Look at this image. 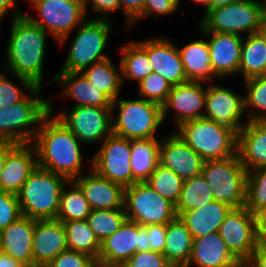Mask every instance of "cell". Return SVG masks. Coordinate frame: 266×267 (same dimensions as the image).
<instances>
[{
    "mask_svg": "<svg viewBox=\"0 0 266 267\" xmlns=\"http://www.w3.org/2000/svg\"><path fill=\"white\" fill-rule=\"evenodd\" d=\"M111 110L112 133L130 140L156 138L158 128L164 124L162 107L141 97L127 100L118 97Z\"/></svg>",
    "mask_w": 266,
    "mask_h": 267,
    "instance_id": "7",
    "label": "cell"
},
{
    "mask_svg": "<svg viewBox=\"0 0 266 267\" xmlns=\"http://www.w3.org/2000/svg\"><path fill=\"white\" fill-rule=\"evenodd\" d=\"M266 204V168L248 171L246 179L245 207L254 213Z\"/></svg>",
    "mask_w": 266,
    "mask_h": 267,
    "instance_id": "42",
    "label": "cell"
},
{
    "mask_svg": "<svg viewBox=\"0 0 266 267\" xmlns=\"http://www.w3.org/2000/svg\"><path fill=\"white\" fill-rule=\"evenodd\" d=\"M36 87L23 101L0 108V138L16 145L33 142L42 118L49 112V99Z\"/></svg>",
    "mask_w": 266,
    "mask_h": 267,
    "instance_id": "6",
    "label": "cell"
},
{
    "mask_svg": "<svg viewBox=\"0 0 266 267\" xmlns=\"http://www.w3.org/2000/svg\"><path fill=\"white\" fill-rule=\"evenodd\" d=\"M31 144L36 150L38 167L62 175L69 181L86 173L83 172L84 159L92 165V157L88 159L82 154L84 144L50 112L42 118Z\"/></svg>",
    "mask_w": 266,
    "mask_h": 267,
    "instance_id": "1",
    "label": "cell"
},
{
    "mask_svg": "<svg viewBox=\"0 0 266 267\" xmlns=\"http://www.w3.org/2000/svg\"><path fill=\"white\" fill-rule=\"evenodd\" d=\"M120 9L125 16V30H129L131 24L142 14L144 0H119Z\"/></svg>",
    "mask_w": 266,
    "mask_h": 267,
    "instance_id": "50",
    "label": "cell"
},
{
    "mask_svg": "<svg viewBox=\"0 0 266 267\" xmlns=\"http://www.w3.org/2000/svg\"><path fill=\"white\" fill-rule=\"evenodd\" d=\"M81 73L112 102L120 96L123 89L120 61L116 66L111 58H107L85 68Z\"/></svg>",
    "mask_w": 266,
    "mask_h": 267,
    "instance_id": "33",
    "label": "cell"
},
{
    "mask_svg": "<svg viewBox=\"0 0 266 267\" xmlns=\"http://www.w3.org/2000/svg\"><path fill=\"white\" fill-rule=\"evenodd\" d=\"M146 182L163 198L177 205L184 180L173 170L159 164Z\"/></svg>",
    "mask_w": 266,
    "mask_h": 267,
    "instance_id": "39",
    "label": "cell"
},
{
    "mask_svg": "<svg viewBox=\"0 0 266 267\" xmlns=\"http://www.w3.org/2000/svg\"><path fill=\"white\" fill-rule=\"evenodd\" d=\"M208 41L211 66L218 79L238 75L243 38L236 34L203 32Z\"/></svg>",
    "mask_w": 266,
    "mask_h": 267,
    "instance_id": "21",
    "label": "cell"
},
{
    "mask_svg": "<svg viewBox=\"0 0 266 267\" xmlns=\"http://www.w3.org/2000/svg\"><path fill=\"white\" fill-rule=\"evenodd\" d=\"M9 38L5 46L3 71L24 77L42 87L44 58L47 52V32L25 14L11 19Z\"/></svg>",
    "mask_w": 266,
    "mask_h": 267,
    "instance_id": "2",
    "label": "cell"
},
{
    "mask_svg": "<svg viewBox=\"0 0 266 267\" xmlns=\"http://www.w3.org/2000/svg\"><path fill=\"white\" fill-rule=\"evenodd\" d=\"M138 97L156 103L161 107L167 101L171 85L160 75L152 72L138 83Z\"/></svg>",
    "mask_w": 266,
    "mask_h": 267,
    "instance_id": "43",
    "label": "cell"
},
{
    "mask_svg": "<svg viewBox=\"0 0 266 267\" xmlns=\"http://www.w3.org/2000/svg\"><path fill=\"white\" fill-rule=\"evenodd\" d=\"M232 209L227 204L214 200L200 208L181 212L178 216L195 239L218 232L220 225Z\"/></svg>",
    "mask_w": 266,
    "mask_h": 267,
    "instance_id": "29",
    "label": "cell"
},
{
    "mask_svg": "<svg viewBox=\"0 0 266 267\" xmlns=\"http://www.w3.org/2000/svg\"><path fill=\"white\" fill-rule=\"evenodd\" d=\"M218 233L238 261L249 260L259 242L254 213L245 206L232 209L220 225Z\"/></svg>",
    "mask_w": 266,
    "mask_h": 267,
    "instance_id": "15",
    "label": "cell"
},
{
    "mask_svg": "<svg viewBox=\"0 0 266 267\" xmlns=\"http://www.w3.org/2000/svg\"><path fill=\"white\" fill-rule=\"evenodd\" d=\"M91 211L83 191L73 180L69 181L62 189L56 219L61 222L86 220Z\"/></svg>",
    "mask_w": 266,
    "mask_h": 267,
    "instance_id": "35",
    "label": "cell"
},
{
    "mask_svg": "<svg viewBox=\"0 0 266 267\" xmlns=\"http://www.w3.org/2000/svg\"><path fill=\"white\" fill-rule=\"evenodd\" d=\"M14 78L20 85L12 82ZM22 87L24 89H22ZM37 86L24 77L7 72H0V108L11 106L23 101ZM24 90V91H23Z\"/></svg>",
    "mask_w": 266,
    "mask_h": 267,
    "instance_id": "41",
    "label": "cell"
},
{
    "mask_svg": "<svg viewBox=\"0 0 266 267\" xmlns=\"http://www.w3.org/2000/svg\"><path fill=\"white\" fill-rule=\"evenodd\" d=\"M148 232L150 250L163 254L166 242V224L145 225Z\"/></svg>",
    "mask_w": 266,
    "mask_h": 267,
    "instance_id": "49",
    "label": "cell"
},
{
    "mask_svg": "<svg viewBox=\"0 0 266 267\" xmlns=\"http://www.w3.org/2000/svg\"><path fill=\"white\" fill-rule=\"evenodd\" d=\"M67 249L63 222L57 219L35 221L32 242L33 267H45Z\"/></svg>",
    "mask_w": 266,
    "mask_h": 267,
    "instance_id": "22",
    "label": "cell"
},
{
    "mask_svg": "<svg viewBox=\"0 0 266 267\" xmlns=\"http://www.w3.org/2000/svg\"><path fill=\"white\" fill-rule=\"evenodd\" d=\"M254 218L259 240H266V204L254 212Z\"/></svg>",
    "mask_w": 266,
    "mask_h": 267,
    "instance_id": "51",
    "label": "cell"
},
{
    "mask_svg": "<svg viewBox=\"0 0 266 267\" xmlns=\"http://www.w3.org/2000/svg\"><path fill=\"white\" fill-rule=\"evenodd\" d=\"M122 46V47H121ZM120 46L122 83L131 80L139 83L153 72L147 52L135 41Z\"/></svg>",
    "mask_w": 266,
    "mask_h": 267,
    "instance_id": "34",
    "label": "cell"
},
{
    "mask_svg": "<svg viewBox=\"0 0 266 267\" xmlns=\"http://www.w3.org/2000/svg\"><path fill=\"white\" fill-rule=\"evenodd\" d=\"M243 84L246 90L244 102L248 122L266 120V75L249 78Z\"/></svg>",
    "mask_w": 266,
    "mask_h": 267,
    "instance_id": "38",
    "label": "cell"
},
{
    "mask_svg": "<svg viewBox=\"0 0 266 267\" xmlns=\"http://www.w3.org/2000/svg\"><path fill=\"white\" fill-rule=\"evenodd\" d=\"M160 144L158 138L131 140L130 165L135 182H146L150 174L160 164Z\"/></svg>",
    "mask_w": 266,
    "mask_h": 267,
    "instance_id": "32",
    "label": "cell"
},
{
    "mask_svg": "<svg viewBox=\"0 0 266 267\" xmlns=\"http://www.w3.org/2000/svg\"><path fill=\"white\" fill-rule=\"evenodd\" d=\"M95 151L91 161L94 171L125 188L133 184L130 139L112 133Z\"/></svg>",
    "mask_w": 266,
    "mask_h": 267,
    "instance_id": "14",
    "label": "cell"
},
{
    "mask_svg": "<svg viewBox=\"0 0 266 267\" xmlns=\"http://www.w3.org/2000/svg\"><path fill=\"white\" fill-rule=\"evenodd\" d=\"M243 38L238 76L243 81L266 75V27Z\"/></svg>",
    "mask_w": 266,
    "mask_h": 267,
    "instance_id": "30",
    "label": "cell"
},
{
    "mask_svg": "<svg viewBox=\"0 0 266 267\" xmlns=\"http://www.w3.org/2000/svg\"><path fill=\"white\" fill-rule=\"evenodd\" d=\"M249 261L254 267H266V240H259Z\"/></svg>",
    "mask_w": 266,
    "mask_h": 267,
    "instance_id": "53",
    "label": "cell"
},
{
    "mask_svg": "<svg viewBox=\"0 0 266 267\" xmlns=\"http://www.w3.org/2000/svg\"><path fill=\"white\" fill-rule=\"evenodd\" d=\"M90 17L74 30L67 56L58 72H81L94 63L110 58L105 50L113 21Z\"/></svg>",
    "mask_w": 266,
    "mask_h": 267,
    "instance_id": "4",
    "label": "cell"
},
{
    "mask_svg": "<svg viewBox=\"0 0 266 267\" xmlns=\"http://www.w3.org/2000/svg\"><path fill=\"white\" fill-rule=\"evenodd\" d=\"M262 6H263L264 17L266 20V0H262Z\"/></svg>",
    "mask_w": 266,
    "mask_h": 267,
    "instance_id": "59",
    "label": "cell"
},
{
    "mask_svg": "<svg viewBox=\"0 0 266 267\" xmlns=\"http://www.w3.org/2000/svg\"><path fill=\"white\" fill-rule=\"evenodd\" d=\"M237 261L220 234L213 232L193 239L192 253L186 267H232Z\"/></svg>",
    "mask_w": 266,
    "mask_h": 267,
    "instance_id": "27",
    "label": "cell"
},
{
    "mask_svg": "<svg viewBox=\"0 0 266 267\" xmlns=\"http://www.w3.org/2000/svg\"><path fill=\"white\" fill-rule=\"evenodd\" d=\"M208 84V85H207ZM245 113L244 95L228 86L206 83V101L203 118L227 125L237 132L248 122ZM242 118H245L242 119Z\"/></svg>",
    "mask_w": 266,
    "mask_h": 267,
    "instance_id": "16",
    "label": "cell"
},
{
    "mask_svg": "<svg viewBox=\"0 0 266 267\" xmlns=\"http://www.w3.org/2000/svg\"><path fill=\"white\" fill-rule=\"evenodd\" d=\"M124 210L128 220L141 226L167 224L178 216L175 205L147 182H135L125 188Z\"/></svg>",
    "mask_w": 266,
    "mask_h": 267,
    "instance_id": "11",
    "label": "cell"
},
{
    "mask_svg": "<svg viewBox=\"0 0 266 267\" xmlns=\"http://www.w3.org/2000/svg\"><path fill=\"white\" fill-rule=\"evenodd\" d=\"M17 3V0H0V23L2 19L7 16L6 14H8V12H12V19L24 14Z\"/></svg>",
    "mask_w": 266,
    "mask_h": 267,
    "instance_id": "52",
    "label": "cell"
},
{
    "mask_svg": "<svg viewBox=\"0 0 266 267\" xmlns=\"http://www.w3.org/2000/svg\"><path fill=\"white\" fill-rule=\"evenodd\" d=\"M22 216L18 196L0 191V231Z\"/></svg>",
    "mask_w": 266,
    "mask_h": 267,
    "instance_id": "45",
    "label": "cell"
},
{
    "mask_svg": "<svg viewBox=\"0 0 266 267\" xmlns=\"http://www.w3.org/2000/svg\"><path fill=\"white\" fill-rule=\"evenodd\" d=\"M16 146V144L7 142L1 149H0V191H1V174L4 167V161L6 159L7 154Z\"/></svg>",
    "mask_w": 266,
    "mask_h": 267,
    "instance_id": "55",
    "label": "cell"
},
{
    "mask_svg": "<svg viewBox=\"0 0 266 267\" xmlns=\"http://www.w3.org/2000/svg\"><path fill=\"white\" fill-rule=\"evenodd\" d=\"M120 267H173L164 254L154 251L136 252L128 261Z\"/></svg>",
    "mask_w": 266,
    "mask_h": 267,
    "instance_id": "47",
    "label": "cell"
},
{
    "mask_svg": "<svg viewBox=\"0 0 266 267\" xmlns=\"http://www.w3.org/2000/svg\"><path fill=\"white\" fill-rule=\"evenodd\" d=\"M0 267H26L20 261L0 252Z\"/></svg>",
    "mask_w": 266,
    "mask_h": 267,
    "instance_id": "54",
    "label": "cell"
},
{
    "mask_svg": "<svg viewBox=\"0 0 266 267\" xmlns=\"http://www.w3.org/2000/svg\"><path fill=\"white\" fill-rule=\"evenodd\" d=\"M174 131L204 161L237 154L238 132L227 125L198 118L183 122Z\"/></svg>",
    "mask_w": 266,
    "mask_h": 267,
    "instance_id": "3",
    "label": "cell"
},
{
    "mask_svg": "<svg viewBox=\"0 0 266 267\" xmlns=\"http://www.w3.org/2000/svg\"><path fill=\"white\" fill-rule=\"evenodd\" d=\"M200 31V39L177 46L187 81L211 83L217 80L211 66L210 52L206 35Z\"/></svg>",
    "mask_w": 266,
    "mask_h": 267,
    "instance_id": "28",
    "label": "cell"
},
{
    "mask_svg": "<svg viewBox=\"0 0 266 267\" xmlns=\"http://www.w3.org/2000/svg\"><path fill=\"white\" fill-rule=\"evenodd\" d=\"M35 221L22 215L1 231V252L20 261L26 267H33L32 242Z\"/></svg>",
    "mask_w": 266,
    "mask_h": 267,
    "instance_id": "25",
    "label": "cell"
},
{
    "mask_svg": "<svg viewBox=\"0 0 266 267\" xmlns=\"http://www.w3.org/2000/svg\"><path fill=\"white\" fill-rule=\"evenodd\" d=\"M163 254L173 267H186L192 253L193 238L185 223L177 216L166 224Z\"/></svg>",
    "mask_w": 266,
    "mask_h": 267,
    "instance_id": "31",
    "label": "cell"
},
{
    "mask_svg": "<svg viewBox=\"0 0 266 267\" xmlns=\"http://www.w3.org/2000/svg\"><path fill=\"white\" fill-rule=\"evenodd\" d=\"M69 180L36 167L17 194L22 215L35 220L56 219L63 187Z\"/></svg>",
    "mask_w": 266,
    "mask_h": 267,
    "instance_id": "5",
    "label": "cell"
},
{
    "mask_svg": "<svg viewBox=\"0 0 266 267\" xmlns=\"http://www.w3.org/2000/svg\"><path fill=\"white\" fill-rule=\"evenodd\" d=\"M172 40L160 36L135 41L147 52L153 72L160 74L171 86H175L188 81L177 45Z\"/></svg>",
    "mask_w": 266,
    "mask_h": 267,
    "instance_id": "18",
    "label": "cell"
},
{
    "mask_svg": "<svg viewBox=\"0 0 266 267\" xmlns=\"http://www.w3.org/2000/svg\"><path fill=\"white\" fill-rule=\"evenodd\" d=\"M66 231L68 249L90 255L96 261L101 243L89 227L86 220L63 222Z\"/></svg>",
    "mask_w": 266,
    "mask_h": 267,
    "instance_id": "36",
    "label": "cell"
},
{
    "mask_svg": "<svg viewBox=\"0 0 266 267\" xmlns=\"http://www.w3.org/2000/svg\"><path fill=\"white\" fill-rule=\"evenodd\" d=\"M54 111L49 99V112L57 116L84 145L101 144L112 134L111 107L82 105L71 107L69 111L65 108L57 113Z\"/></svg>",
    "mask_w": 266,
    "mask_h": 267,
    "instance_id": "12",
    "label": "cell"
},
{
    "mask_svg": "<svg viewBox=\"0 0 266 267\" xmlns=\"http://www.w3.org/2000/svg\"><path fill=\"white\" fill-rule=\"evenodd\" d=\"M7 142L4 139L0 138V149L6 144Z\"/></svg>",
    "mask_w": 266,
    "mask_h": 267,
    "instance_id": "60",
    "label": "cell"
},
{
    "mask_svg": "<svg viewBox=\"0 0 266 267\" xmlns=\"http://www.w3.org/2000/svg\"><path fill=\"white\" fill-rule=\"evenodd\" d=\"M38 16L24 14L56 41L64 45L70 39L71 32L87 17L83 0H26Z\"/></svg>",
    "mask_w": 266,
    "mask_h": 267,
    "instance_id": "10",
    "label": "cell"
},
{
    "mask_svg": "<svg viewBox=\"0 0 266 267\" xmlns=\"http://www.w3.org/2000/svg\"><path fill=\"white\" fill-rule=\"evenodd\" d=\"M96 260L88 254L67 249L45 267H96Z\"/></svg>",
    "mask_w": 266,
    "mask_h": 267,
    "instance_id": "46",
    "label": "cell"
},
{
    "mask_svg": "<svg viewBox=\"0 0 266 267\" xmlns=\"http://www.w3.org/2000/svg\"><path fill=\"white\" fill-rule=\"evenodd\" d=\"M214 200L210 186L201 174L184 181L179 201L175 206L176 213L179 215L181 212L200 208Z\"/></svg>",
    "mask_w": 266,
    "mask_h": 267,
    "instance_id": "37",
    "label": "cell"
},
{
    "mask_svg": "<svg viewBox=\"0 0 266 267\" xmlns=\"http://www.w3.org/2000/svg\"><path fill=\"white\" fill-rule=\"evenodd\" d=\"M237 153L247 172L266 168V120L250 121L241 128Z\"/></svg>",
    "mask_w": 266,
    "mask_h": 267,
    "instance_id": "26",
    "label": "cell"
},
{
    "mask_svg": "<svg viewBox=\"0 0 266 267\" xmlns=\"http://www.w3.org/2000/svg\"><path fill=\"white\" fill-rule=\"evenodd\" d=\"M199 20L197 27L202 32H219L240 36L260 32L266 27L262 0H241L213 8Z\"/></svg>",
    "mask_w": 266,
    "mask_h": 267,
    "instance_id": "8",
    "label": "cell"
},
{
    "mask_svg": "<svg viewBox=\"0 0 266 267\" xmlns=\"http://www.w3.org/2000/svg\"><path fill=\"white\" fill-rule=\"evenodd\" d=\"M37 155L30 144L16 145L6 156L1 174V191L18 194L37 167Z\"/></svg>",
    "mask_w": 266,
    "mask_h": 267,
    "instance_id": "23",
    "label": "cell"
},
{
    "mask_svg": "<svg viewBox=\"0 0 266 267\" xmlns=\"http://www.w3.org/2000/svg\"><path fill=\"white\" fill-rule=\"evenodd\" d=\"M83 6L86 17L89 16L87 11L89 12L90 9L88 10V8H91L92 12L98 14L93 18L98 19H109L110 14L121 11L119 0H83Z\"/></svg>",
    "mask_w": 266,
    "mask_h": 267,
    "instance_id": "48",
    "label": "cell"
},
{
    "mask_svg": "<svg viewBox=\"0 0 266 267\" xmlns=\"http://www.w3.org/2000/svg\"><path fill=\"white\" fill-rule=\"evenodd\" d=\"M247 173L237 153L222 160L204 161L201 174L215 201L237 209L245 206Z\"/></svg>",
    "mask_w": 266,
    "mask_h": 267,
    "instance_id": "9",
    "label": "cell"
},
{
    "mask_svg": "<svg viewBox=\"0 0 266 267\" xmlns=\"http://www.w3.org/2000/svg\"><path fill=\"white\" fill-rule=\"evenodd\" d=\"M232 267H254L249 260L237 261Z\"/></svg>",
    "mask_w": 266,
    "mask_h": 267,
    "instance_id": "58",
    "label": "cell"
},
{
    "mask_svg": "<svg viewBox=\"0 0 266 267\" xmlns=\"http://www.w3.org/2000/svg\"><path fill=\"white\" fill-rule=\"evenodd\" d=\"M161 139V165L173 170L184 181L201 175L204 160L175 131Z\"/></svg>",
    "mask_w": 266,
    "mask_h": 267,
    "instance_id": "20",
    "label": "cell"
},
{
    "mask_svg": "<svg viewBox=\"0 0 266 267\" xmlns=\"http://www.w3.org/2000/svg\"><path fill=\"white\" fill-rule=\"evenodd\" d=\"M189 1H192V2H195L197 5L200 4V5H204L205 8L204 9V14L203 16L209 11L212 9V0H189Z\"/></svg>",
    "mask_w": 266,
    "mask_h": 267,
    "instance_id": "57",
    "label": "cell"
},
{
    "mask_svg": "<svg viewBox=\"0 0 266 267\" xmlns=\"http://www.w3.org/2000/svg\"><path fill=\"white\" fill-rule=\"evenodd\" d=\"M205 84L188 81L172 86L167 101L162 106L163 122H166L167 114L171 111L176 128L183 122L203 118L206 101Z\"/></svg>",
    "mask_w": 266,
    "mask_h": 267,
    "instance_id": "17",
    "label": "cell"
},
{
    "mask_svg": "<svg viewBox=\"0 0 266 267\" xmlns=\"http://www.w3.org/2000/svg\"><path fill=\"white\" fill-rule=\"evenodd\" d=\"M181 0H144V8L142 14L131 24L137 25L141 20L149 17H164L173 15L180 7Z\"/></svg>",
    "mask_w": 266,
    "mask_h": 267,
    "instance_id": "44",
    "label": "cell"
},
{
    "mask_svg": "<svg viewBox=\"0 0 266 267\" xmlns=\"http://www.w3.org/2000/svg\"><path fill=\"white\" fill-rule=\"evenodd\" d=\"M126 219L124 209H97L91 211L86 221L101 243L117 231Z\"/></svg>",
    "mask_w": 266,
    "mask_h": 267,
    "instance_id": "40",
    "label": "cell"
},
{
    "mask_svg": "<svg viewBox=\"0 0 266 267\" xmlns=\"http://www.w3.org/2000/svg\"><path fill=\"white\" fill-rule=\"evenodd\" d=\"M145 226L126 219L120 228L101 242L97 265L120 267L136 252L150 251Z\"/></svg>",
    "mask_w": 266,
    "mask_h": 267,
    "instance_id": "13",
    "label": "cell"
},
{
    "mask_svg": "<svg viewBox=\"0 0 266 267\" xmlns=\"http://www.w3.org/2000/svg\"><path fill=\"white\" fill-rule=\"evenodd\" d=\"M88 169L73 181L83 191L91 209H124L125 187L102 177L92 165Z\"/></svg>",
    "mask_w": 266,
    "mask_h": 267,
    "instance_id": "19",
    "label": "cell"
},
{
    "mask_svg": "<svg viewBox=\"0 0 266 267\" xmlns=\"http://www.w3.org/2000/svg\"><path fill=\"white\" fill-rule=\"evenodd\" d=\"M51 83L61 86L62 98H70L75 106L111 107L112 101L93 86L81 72H55Z\"/></svg>",
    "mask_w": 266,
    "mask_h": 267,
    "instance_id": "24",
    "label": "cell"
},
{
    "mask_svg": "<svg viewBox=\"0 0 266 267\" xmlns=\"http://www.w3.org/2000/svg\"><path fill=\"white\" fill-rule=\"evenodd\" d=\"M238 1H241V0H212V9L226 6V5H229L231 3L238 2Z\"/></svg>",
    "mask_w": 266,
    "mask_h": 267,
    "instance_id": "56",
    "label": "cell"
}]
</instances>
